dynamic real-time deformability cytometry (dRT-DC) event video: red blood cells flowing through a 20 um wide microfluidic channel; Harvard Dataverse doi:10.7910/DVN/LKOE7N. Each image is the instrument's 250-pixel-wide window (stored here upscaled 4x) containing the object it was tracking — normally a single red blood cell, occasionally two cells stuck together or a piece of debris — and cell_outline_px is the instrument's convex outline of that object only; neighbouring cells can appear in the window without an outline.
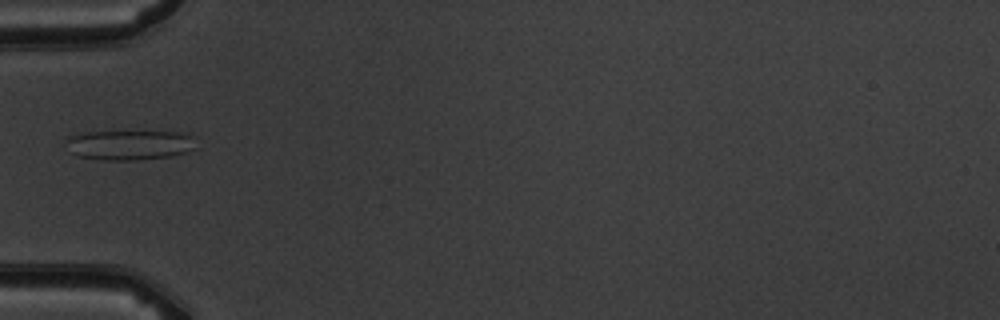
{"species": "common noctule bat (a hibernating species)", "species_latin": "Nyctalus noctula", "temperature_condition": "warm", "stored_images_in_passage": 6, "camera_frame_rate_fps": 3000, "um_per_image_px": 0.085, "animal": {"sex": "male", "body_mass_g": 19.5, "forearm_length_mm": 54.6}, "frame": {"image": 1, "passage_image": 5, "time_ms": 5.667, "image_size_px": [1000, 320], "cell_outline_px": [[196, 148], [184, 152], [168, 156], [136, 160], [100, 160], [76, 156], [68, 152], [68, 136], [84, 132], [188, 132], [192, 136]], "centroid_in_image_um": [10.98, 12.32], "position_along_channel_um": 74.0, "area_um2": 22.6}}